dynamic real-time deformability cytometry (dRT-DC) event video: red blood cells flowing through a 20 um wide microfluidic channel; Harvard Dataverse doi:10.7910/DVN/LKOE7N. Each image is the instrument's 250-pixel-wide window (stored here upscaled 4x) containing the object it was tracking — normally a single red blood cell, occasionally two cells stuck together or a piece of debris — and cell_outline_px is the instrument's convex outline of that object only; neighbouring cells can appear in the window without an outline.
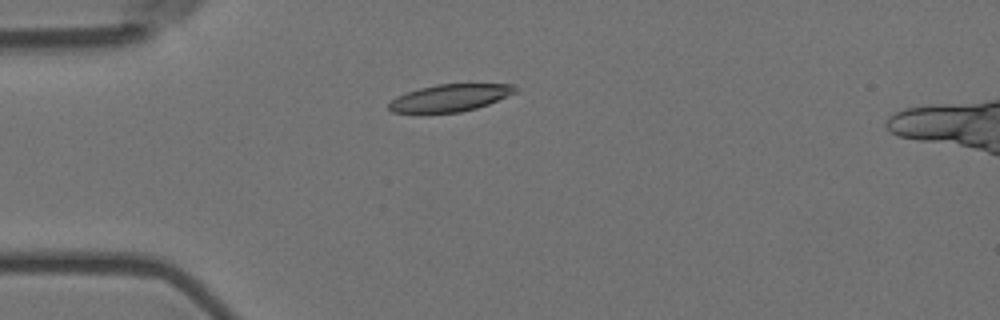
{"species": "Egyptian fruit bat (a non-hibernating species)", "species_latin": "Rousettus aegyptiacus", "temperature_condition": "room temperature", "stored_images_in_passage": 3, "camera_frame_rate_fps": 3000, "um_per_image_px": 0.085, "animal": {"sex": "female"}, "frame": {"image": 1, "passage_image": 1, "time_ms": 0.0, "image_size_px": [1000, 320], "cell_outline_px": [[520, 88], [516, 92], [488, 104], [476, 108], [460, 112], [392, 112], [388, 108], [388, 104], [396, 96], [420, 88], [436, 84], [516, 84]], "centroid_in_image_um": [38.29, 8.3], "position_along_channel_um": 46.7, "area_um2": 19.83}}